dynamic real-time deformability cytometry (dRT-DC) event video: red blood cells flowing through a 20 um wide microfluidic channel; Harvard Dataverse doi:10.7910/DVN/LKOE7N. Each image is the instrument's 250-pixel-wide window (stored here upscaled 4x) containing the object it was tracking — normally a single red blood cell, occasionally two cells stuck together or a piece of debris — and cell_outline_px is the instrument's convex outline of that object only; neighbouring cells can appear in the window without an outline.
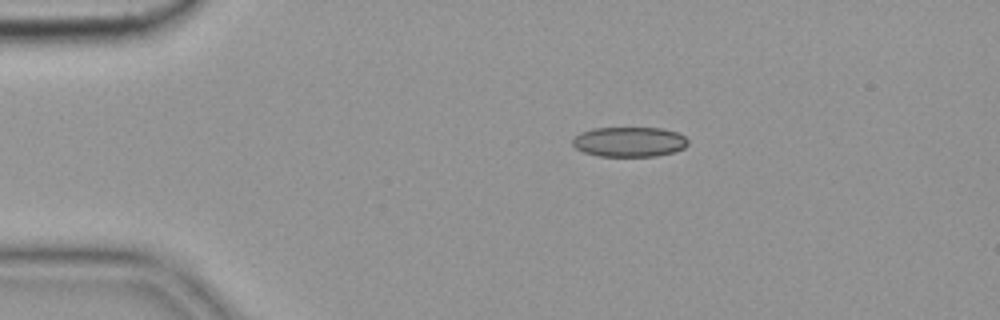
{"species": "common noctule bat (a hibernating species)", "species_latin": "Nyctalus noctula", "temperature_condition": "cold", "stored_images_in_passage": 46, "camera_frame_rate_fps": 3000, "um_per_image_px": 0.085, "animal": {"sex": "female", "body_mass_g": 19.9}, "frame": {"image": 1, "passage_image": 1, "time_ms": 0.0, "image_size_px": [1000, 320], "cell_outline_px": [[688, 144], [684, 148], [672, 152], [656, 156], [600, 156], [584, 152], [576, 148], [572, 144], [572, 140], [580, 132], [592, 128], [664, 128], [680, 132], [688, 140]], "centroid_in_image_um": [53.51, 12.04], "position_along_channel_um": 31.5, "area_um2": 20.23}}
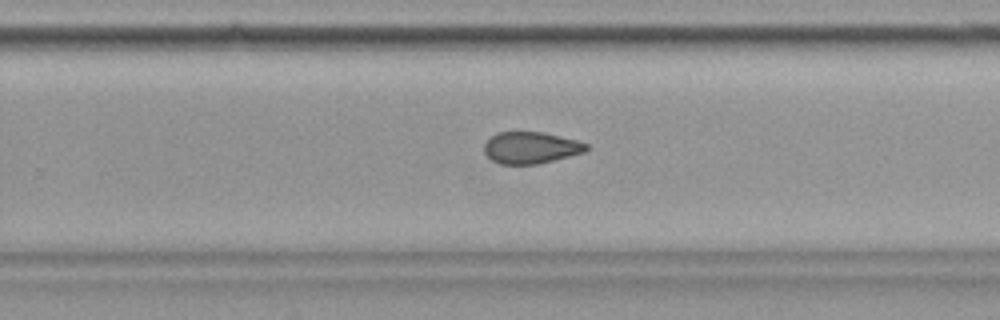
{"frame": {"image": 2, "passage_image": 26, "time_ms": 8.333, "image_size_px": [1000, 320], "cell_outline_px": [[588, 148], [584, 152], [536, 164], [500, 164], [492, 160], [484, 152], [484, 144], [496, 132], [544, 132], [576, 140], [588, 144]], "centroid_in_image_um": [45.1, 12.55], "position_along_channel_um": 284.7, "area_um2": 18.67}}
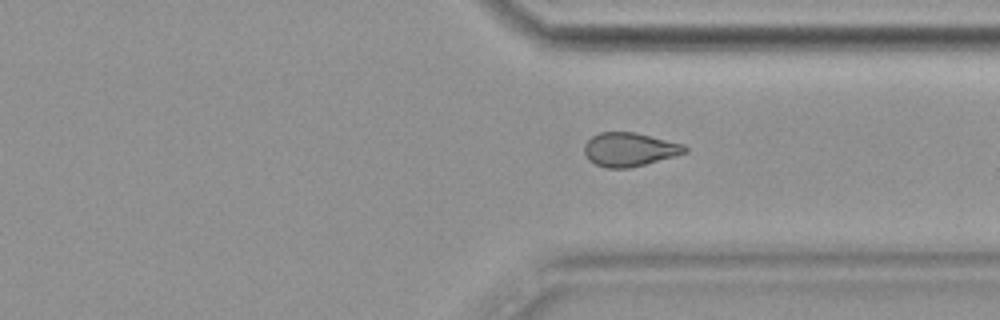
{"frame": {"image": 3, "passage_image": 32, "time_ms": 10.333, "image_size_px": [1000, 320], "cell_outline_px": [[688, 152], [644, 164], [628, 168], [604, 168], [588, 160], [584, 152], [584, 144], [592, 136], [600, 132], [636, 132], [684, 144], [688, 148]], "centroid_in_image_um": [53.49, 12.7], "position_along_channel_um": 357.9, "area_um2": 19.77}, "authors_computed_cell_mechanics": {"area_um2": 20.4034, "velocity_mm_per_s": 3.6274, "shape_relaxation_time_tau1_ms": null, "shape_relaxation_time_tau2_ms": 4.6238, "deformation_change_tau1": null, "deformation_change_tau2": 0.1077}}